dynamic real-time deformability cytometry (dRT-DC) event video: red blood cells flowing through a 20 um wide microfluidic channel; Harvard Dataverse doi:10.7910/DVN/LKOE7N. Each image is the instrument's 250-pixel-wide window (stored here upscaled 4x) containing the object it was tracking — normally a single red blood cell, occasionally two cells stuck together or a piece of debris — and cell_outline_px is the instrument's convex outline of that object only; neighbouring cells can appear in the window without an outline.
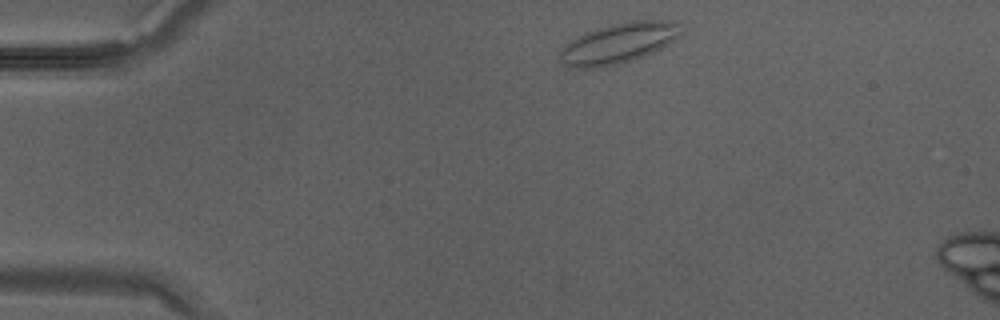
{"species": "Egyptian fruit bat (a non-hibernating species)", "species_latin": "Rousettus aegyptiacus", "temperature_condition": "warm", "stored_images_in_passage": 30, "camera_frame_rate_fps": 3000, "um_per_image_px": 0.085, "animal": {"sex": "male"}, "frame": {"image": 1, "passage_image": 1, "time_ms": 0.0, "image_size_px": [1000, 320], "cell_outline_px": [[680, 36], [676, 40], [644, 56], [620, 64], [600, 68], [568, 68], [560, 60], [560, 48], [572, 40], [588, 32], [612, 24], [628, 20], [676, 20], [680, 24]], "centroid_in_image_um": [52.6, 3.68], "position_along_channel_um": 32.4, "area_um2": 28.61}}